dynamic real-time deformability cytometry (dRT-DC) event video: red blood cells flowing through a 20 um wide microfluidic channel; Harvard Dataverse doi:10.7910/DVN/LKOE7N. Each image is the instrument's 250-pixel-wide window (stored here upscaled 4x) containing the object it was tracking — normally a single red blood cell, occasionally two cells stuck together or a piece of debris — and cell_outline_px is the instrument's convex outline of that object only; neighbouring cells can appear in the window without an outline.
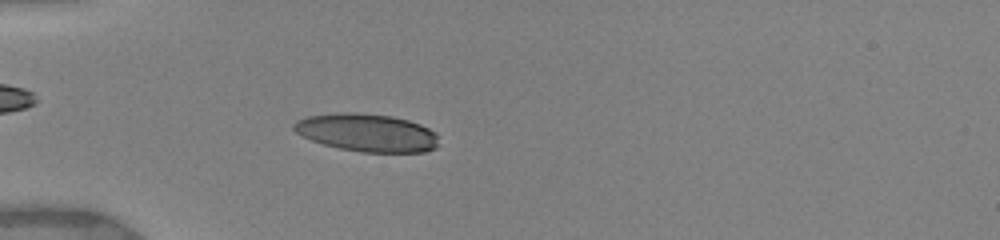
{"species": "human", "species_latin": "Homo sapiens", "temperature_condition": "warm", "stored_images_in_passage": 14, "camera_frame_rate_fps": 3000, "um_per_image_px": 0.085, "donor": {"sex": "female"}, "frame": {"image": 1, "passage_image": 10, "time_ms": 4.333, "image_size_px": [1000, 240], "cell_outline_px": [[436, 148], [424, 152], [360, 152], [340, 148], [324, 144], [312, 140], [296, 132], [292, 128], [292, 124], [296, 120], [308, 116], [340, 112], [356, 112], [392, 116], [408, 120], [420, 124], [436, 132]], "centroid_in_image_um": [31.18, 11.27], "position_along_channel_um": 53.8, "area_um2": 31.91}}